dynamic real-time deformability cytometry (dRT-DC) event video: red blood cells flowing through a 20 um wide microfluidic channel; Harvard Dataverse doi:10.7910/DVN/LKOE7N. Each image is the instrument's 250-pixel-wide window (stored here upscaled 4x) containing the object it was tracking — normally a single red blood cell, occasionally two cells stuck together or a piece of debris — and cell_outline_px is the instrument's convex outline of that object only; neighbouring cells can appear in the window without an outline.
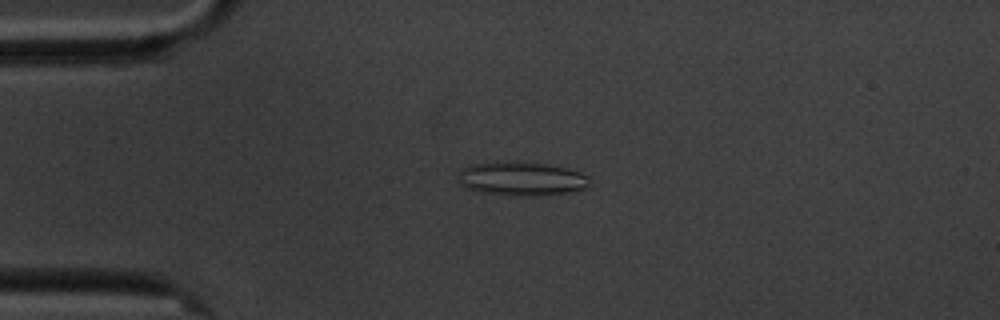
{"species": "common noctule bat (a hibernating species)", "species_latin": "Nyctalus noctula", "temperature_condition": "cold", "stored_images_in_passage": 4, "camera_frame_rate_fps": 3000, "um_per_image_px": 0.085, "animal": {"sex": "male", "body_mass_g": 20.1, "forearm_length_mm": 53.5}, "frame": {"image": 1, "passage_image": 3, "time_ms": 2.333, "image_size_px": [1000, 320], "cell_outline_px": [[588, 184], [584, 188], [568, 192], [532, 196], [512, 196], [476, 192], [460, 184], [460, 172], [464, 168], [472, 164], [496, 160], [548, 164], [568, 168], [580, 172], [588, 176]], "centroid_in_image_um": [44.3, 15.18], "position_along_channel_um": 40.7, "area_um2": 26.07}}